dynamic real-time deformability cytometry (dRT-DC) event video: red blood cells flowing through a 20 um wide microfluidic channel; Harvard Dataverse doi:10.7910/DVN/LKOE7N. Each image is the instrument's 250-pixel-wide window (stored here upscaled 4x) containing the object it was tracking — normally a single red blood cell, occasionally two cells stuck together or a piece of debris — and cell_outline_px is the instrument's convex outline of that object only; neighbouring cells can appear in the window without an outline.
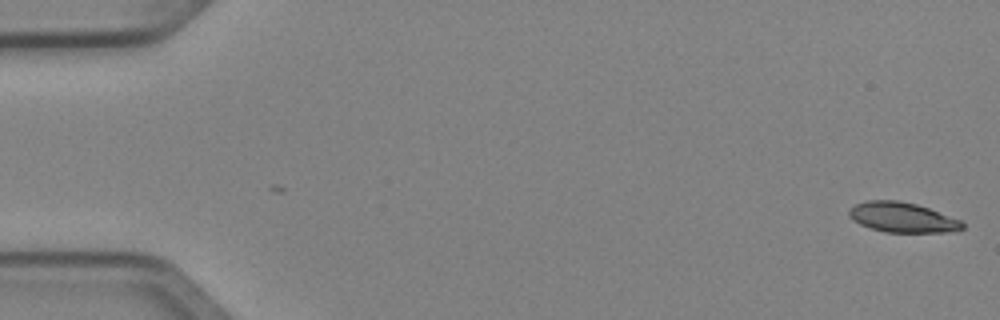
{"species": "Egyptian fruit bat (a non-hibernating species)", "species_latin": "Rousettus aegyptiacus", "temperature_condition": "cold", "stored_images_in_passage": 3, "camera_frame_rate_fps": 3000, "um_per_image_px": 0.085, "animal": {"sex": "female"}, "frame": {"image": 1, "passage_image": 3, "time_ms": 0.667, "image_size_px": [1000, 320], "cell_outline_px": [[964, 228], [956, 232], [884, 232], [860, 224], [852, 220], [848, 216], [848, 208], [856, 204], [868, 200], [900, 200], [916, 204], [928, 208], [960, 220], [964, 224]], "centroid_in_image_um": [76.68, 18.48], "position_along_channel_um": 8.3, "area_um2": 19.88}}